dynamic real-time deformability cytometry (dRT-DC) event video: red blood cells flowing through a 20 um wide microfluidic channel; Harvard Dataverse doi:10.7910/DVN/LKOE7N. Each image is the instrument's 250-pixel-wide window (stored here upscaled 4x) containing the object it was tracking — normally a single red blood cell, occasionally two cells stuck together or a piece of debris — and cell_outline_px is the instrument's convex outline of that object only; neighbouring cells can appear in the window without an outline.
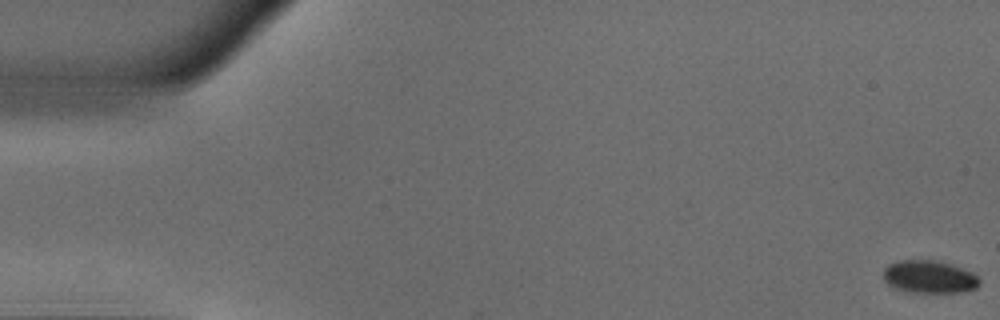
{"species": "common noctule bat (a hibernating species)", "species_latin": "Nyctalus noctula", "temperature_condition": "warm", "stored_images_in_passage": 52, "camera_frame_rate_fps": 3000, "um_per_image_px": 0.085, "animal": {"sex": "male", "body_mass_g": 18.8}, "frame": {"image": 1, "passage_image": 1, "time_ms": 0.0, "image_size_px": [1000, 320], "cell_outline_px": [[980, 284], [976, 288], [964, 292], [908, 292], [896, 288], [888, 284], [884, 280], [884, 268], [888, 264], [896, 260], [936, 260], [952, 264], [972, 272], [980, 280]], "centroid_in_image_um": [78.99, 23.52], "position_along_channel_um": 6.0, "area_um2": 18.44}}
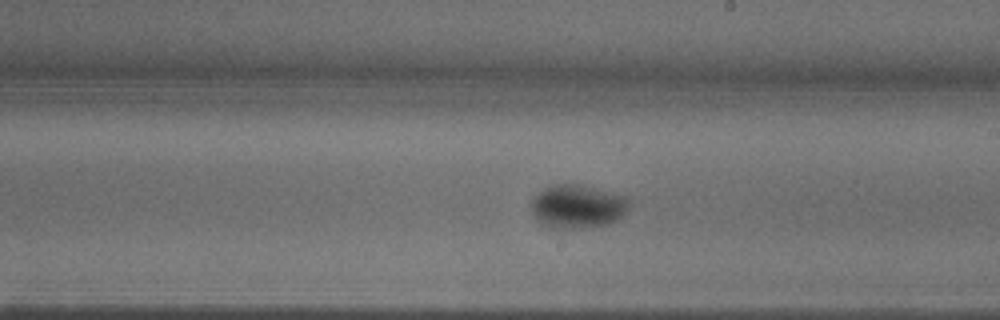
{"frame": {"image": 2, "passage_image": 30, "time_ms": 9.667, "image_size_px": [1000, 320], "cell_outline_px": [[628, 208], [616, 220], [608, 224], [584, 228], [552, 228], [544, 224], [532, 212], [532, 200], [544, 188], [552, 184], [580, 184], [628, 196]], "centroid_in_image_um": [49.11, 17.53], "position_along_channel_um": 239.9, "area_um2": 24.57}}
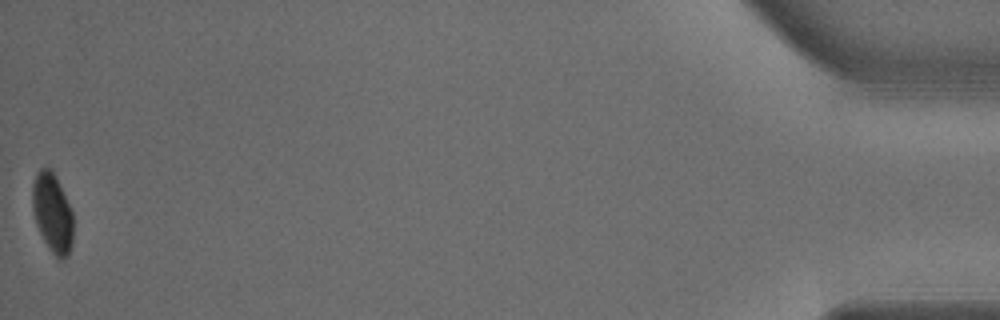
{"frame": {"image": 3, "passage_image": 52, "time_ms": 17.0, "image_size_px": [1000, 320], "cell_outline_px": [[72, 248], [68, 256], [64, 260], [56, 260], [48, 248], [36, 224], [32, 208], [32, 184], [36, 172], [40, 168], [48, 168], [56, 176], [72, 212]], "centroid_in_image_um": [4.44, 18.15], "position_along_channel_um": 430.8, "area_um2": 19.02}}